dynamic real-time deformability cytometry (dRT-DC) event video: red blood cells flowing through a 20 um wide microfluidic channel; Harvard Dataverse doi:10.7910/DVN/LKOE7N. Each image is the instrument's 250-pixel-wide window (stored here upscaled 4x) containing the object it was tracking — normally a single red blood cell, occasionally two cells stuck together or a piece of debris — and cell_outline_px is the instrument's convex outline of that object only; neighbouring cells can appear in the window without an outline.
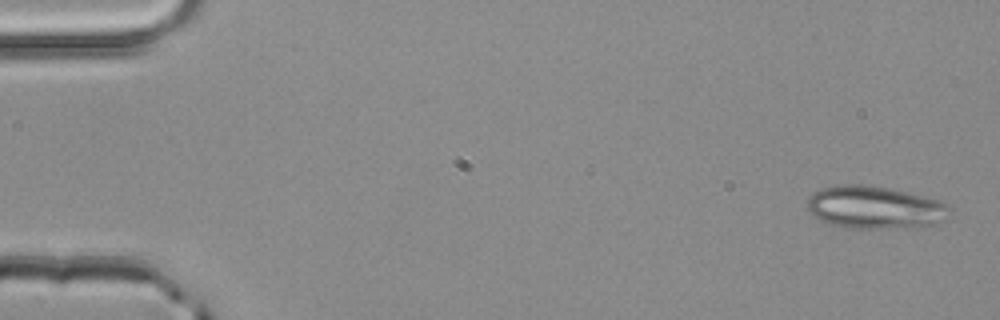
{"species": "common noctule bat (a hibernating species)", "species_latin": "Nyctalus noctula", "temperature_condition": "room temperature", "stored_images_in_passage": 4, "camera_frame_rate_fps": 3000, "um_per_image_px": 0.085, "animal": {"sex": "male", "body_mass_g": 20.4}, "frame": {"image": 1, "passage_image": 1, "time_ms": 0.0, "image_size_px": [1000, 320], "cell_outline_px": [[952, 208], [940, 220], [928, 224], [888, 228], [852, 228], [828, 224], [820, 220], [808, 212], [808, 196], [820, 188], [844, 184], [864, 184], [888, 188], [924, 196], [948, 204]], "centroid_in_image_um": [74.25, 17.61], "position_along_channel_um": 10.7, "area_um2": 34.85}}